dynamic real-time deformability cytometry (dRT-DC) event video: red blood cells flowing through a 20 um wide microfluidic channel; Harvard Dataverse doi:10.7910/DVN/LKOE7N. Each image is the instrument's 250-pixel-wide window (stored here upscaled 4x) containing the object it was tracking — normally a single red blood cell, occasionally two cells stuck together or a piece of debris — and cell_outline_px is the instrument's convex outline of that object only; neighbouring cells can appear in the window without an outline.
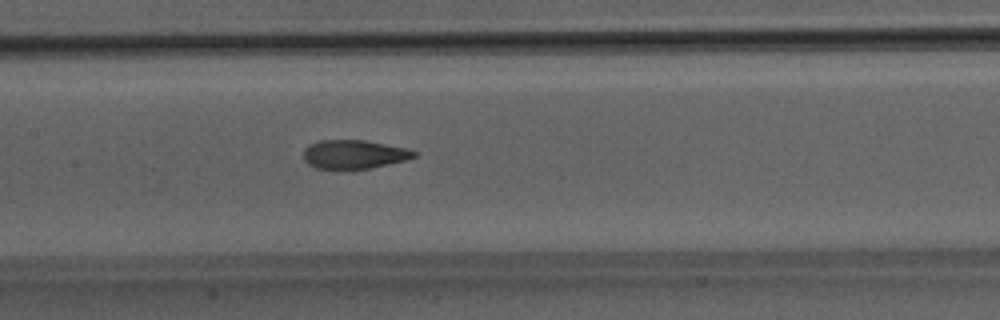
{"species": "Egyptian fruit bat (a non-hibernating species)", "species_latin": "Rousettus aegyptiacus", "temperature_condition": "room temperature", "stored_images_in_passage": 37, "camera_frame_rate_fps": 3000, "um_per_image_px": 0.085, "animal": {"sex": "male"}, "frame": {"image": 1, "passage_image": 11, "time_ms": 3.333, "image_size_px": [1000, 320], "cell_outline_px": [[416, 156], [404, 160], [352, 172], [316, 168], [308, 164], [304, 160], [304, 148], [308, 144], [316, 140], [364, 140], [408, 148], [416, 152]], "centroid_in_image_um": [30.02, 13.14], "position_along_channel_um": 177.4, "area_um2": 19.13}}
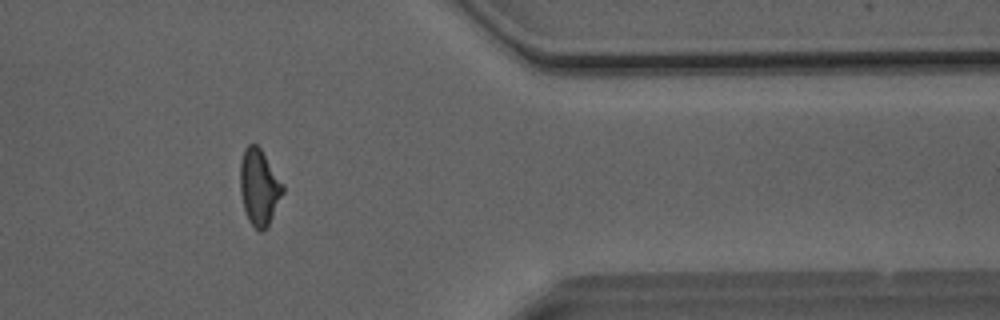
{"frame": {"image": 2, "passage_image": 28, "time_ms": 9.0, "image_size_px": [1000, 320], "cell_outline_px": [[284, 192], [268, 224], [260, 232], [248, 220], [244, 208], [240, 192], [240, 164], [244, 148], [248, 144], [256, 144], [260, 148], [284, 184]], "centroid_in_image_um": [22.02, 15.87], "position_along_channel_um": 389.4, "area_um2": 18.73}}
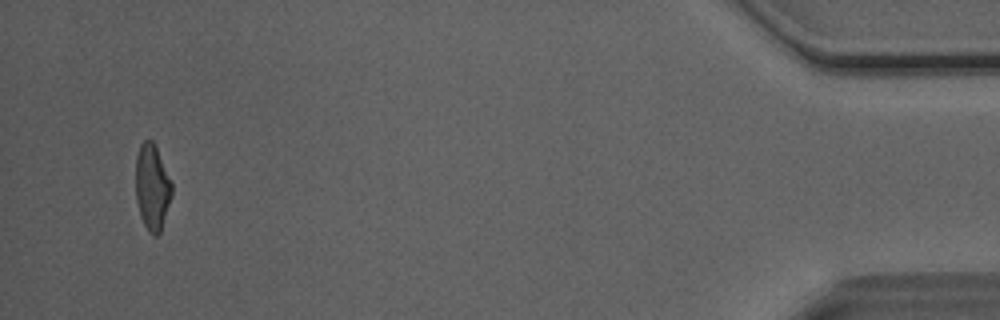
{"frame": {"image": 3, "passage_image": 35, "time_ms": 11.333, "image_size_px": [1000, 320], "cell_outline_px": [[172, 196], [160, 232], [156, 236], [152, 236], [148, 232], [140, 216], [136, 200], [136, 156], [140, 144], [144, 140], [152, 140], [156, 148], [172, 184]], "centroid_in_image_um": [12.92, 15.94], "position_along_channel_um": 422.3, "area_um2": 17.98}, "authors_computed_cell_mechanics": {"area_um2": 18.785, "velocity_mm_per_s": 4.0834, "shape_relaxation_time_tau1_ms": 5.2826, "shape_relaxation_time_tau2_ms": 1.5709, "deformation_change_tau1": 0.1576, "deformation_change_tau2": 0.0927}}